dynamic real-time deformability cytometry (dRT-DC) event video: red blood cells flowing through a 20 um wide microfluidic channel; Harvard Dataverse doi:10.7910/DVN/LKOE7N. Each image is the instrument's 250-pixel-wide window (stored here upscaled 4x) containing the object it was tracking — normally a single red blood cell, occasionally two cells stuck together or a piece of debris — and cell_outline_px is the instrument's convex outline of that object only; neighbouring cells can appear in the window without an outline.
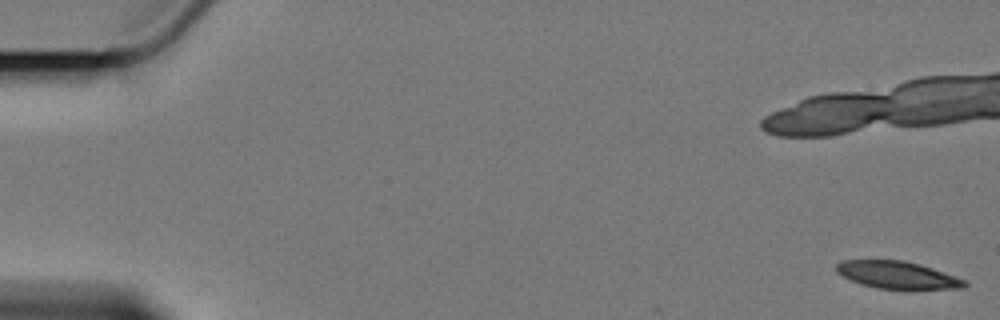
{"species": "Egyptian fruit bat (a non-hibernating species)", "species_latin": "Rousettus aegyptiacus", "temperature_condition": "cold", "stored_images_in_passage": 47, "camera_frame_rate_fps": 3000, "um_per_image_px": 0.085, "animal": {"sex": "female"}, "frame": {"image": 1, "passage_image": 1, "time_ms": 0.0, "image_size_px": [1000, 320], "cell_outline_px": [[968, 284], [964, 288], [908, 292], [876, 288], [860, 284], [836, 272], [836, 264], [840, 260], [904, 260], [920, 264], [932, 268], [964, 280]], "centroid_in_image_um": [76.32, 23.42], "position_along_channel_um": 8.7, "area_um2": 21.27}, "authors_computed_cell_mechanics": {"area_um2": 22.3686, "velocity_mm_per_s": 3.382, "shape_relaxation_time_tau1_ms": 4.3245, "shape_relaxation_time_tau2_ms": null, "deformation_change_tau1": 0.0836, "deformation_change_tau2": null}}